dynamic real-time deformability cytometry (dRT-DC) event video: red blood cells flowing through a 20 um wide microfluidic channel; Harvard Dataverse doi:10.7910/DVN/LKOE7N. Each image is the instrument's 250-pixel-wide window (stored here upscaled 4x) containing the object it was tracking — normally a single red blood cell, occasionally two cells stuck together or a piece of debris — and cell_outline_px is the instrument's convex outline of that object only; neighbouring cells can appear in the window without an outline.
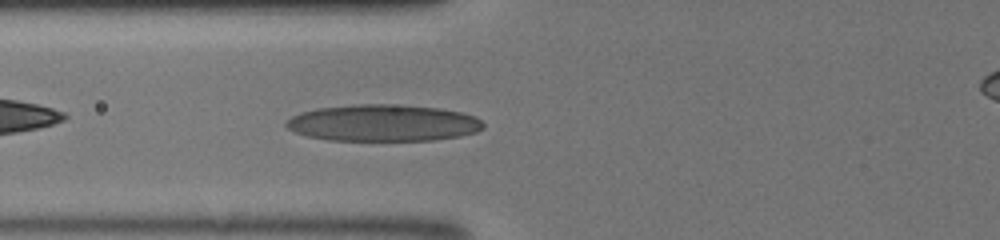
{"species": "human", "species_latin": "Homo sapiens", "temperature_condition": "room temperature", "stored_images_in_passage": 35, "camera_frame_rate_fps": 3000, "um_per_image_px": 0.085, "donor": {"sex": "male"}, "frame": {"image": 1, "passage_image": 10, "time_ms": 3.0, "image_size_px": [1000, 240], "cell_outline_px": [[484, 128], [476, 132], [460, 136], [432, 140], [328, 140], [308, 136], [296, 132], [288, 128], [284, 124], [292, 116], [300, 112], [316, 108], [356, 104], [388, 104], [440, 108], [460, 112], [476, 116], [484, 124]], "centroid_in_image_um": [32.57, 10.44], "position_along_channel_um": 93.2, "area_um2": 42.08}}
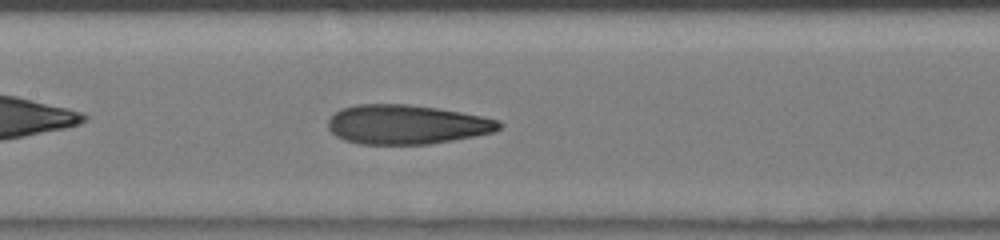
{"frame": {"image": 2, "passage_image": 15, "time_ms": 4.667, "image_size_px": [1000, 240], "cell_outline_px": [[504, 124], [500, 128], [492, 132], [476, 136], [428, 144], [360, 144], [344, 140], [336, 136], [328, 128], [328, 120], [340, 108], [356, 104], [408, 104], [436, 108], [460, 112], [500, 120]], "centroid_in_image_um": [34.55, 10.58], "position_along_channel_um": 172.9, "area_um2": 39.19}}
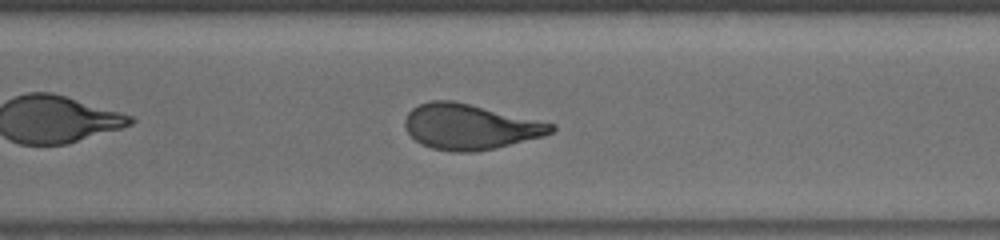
{"frame": {"image": 3, "passage_image": 25, "time_ms": 8.0, "image_size_px": [1000, 240], "cell_outline_px": [[556, 128], [552, 132], [544, 136], [496, 148], [472, 152], [452, 152], [432, 148], [420, 144], [408, 132], [404, 124], [404, 120], [408, 112], [412, 108], [420, 104], [432, 100], [452, 100], [556, 124]], "centroid_in_image_um": [39.94, 10.78], "position_along_channel_um": 330.7, "area_um2": 38.61}}